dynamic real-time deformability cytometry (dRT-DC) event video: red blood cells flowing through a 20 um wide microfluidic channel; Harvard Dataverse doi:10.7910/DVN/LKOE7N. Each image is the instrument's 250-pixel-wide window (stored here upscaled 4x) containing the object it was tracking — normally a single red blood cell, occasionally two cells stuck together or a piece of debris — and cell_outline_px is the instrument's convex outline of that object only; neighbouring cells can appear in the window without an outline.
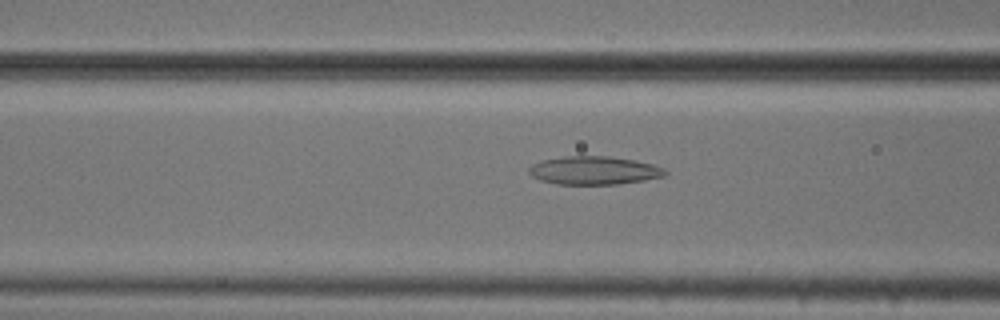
{"species": "common noctule bat (a hibernating species)", "species_latin": "Nyctalus noctula", "temperature_condition": "cold", "stored_images_in_passage": 35, "camera_frame_rate_fps": 3000, "um_per_image_px": 0.085, "animal": {"sex": "male", "body_mass_g": 20.5, "forearm_length_mm": 52.5}, "frame": {"image": 1, "passage_image": 7, "time_ms": 2.0, "image_size_px": [1000, 320], "cell_outline_px": [[668, 172], [664, 176], [644, 180], [620, 184], [556, 184], [540, 180], [532, 176], [528, 172], [528, 168], [532, 164], [544, 160], [564, 156], [608, 156], [636, 160], [652, 164], [664, 168]], "centroid_in_image_um": [50.5, 14.49], "position_along_channel_um": 116.1, "area_um2": 22.48}}
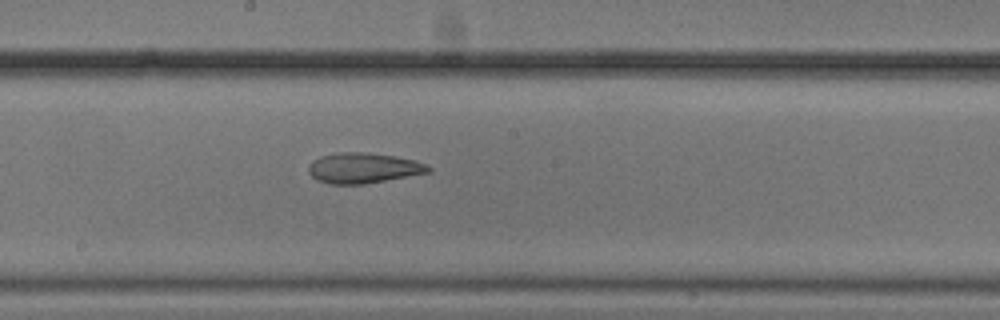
{"frame": {"image": 2, "passage_image": 15, "time_ms": 4.667, "image_size_px": [1000, 320], "cell_outline_px": [[432, 172], [364, 184], [328, 184], [316, 180], [308, 172], [308, 168], [312, 160], [320, 156], [340, 152], [364, 152], [392, 156], [412, 160], [424, 164], [432, 168]], "centroid_in_image_um": [30.84, 14.29], "position_along_channel_um": 217.4, "area_um2": 21.15}}
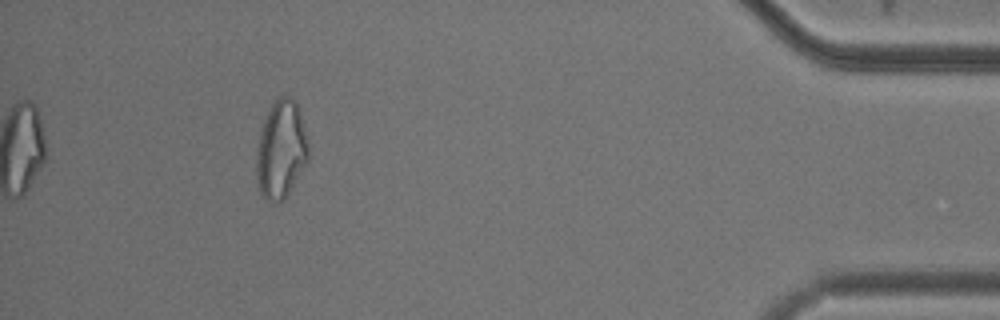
{"frame": {"image": 3, "passage_image": 35, "time_ms": 11.333, "image_size_px": [1000, 320], "cell_outline_px": [[308, 160], [284, 200], [276, 204], [272, 204], [260, 192], [256, 176], [256, 148], [260, 132], [264, 120], [272, 104], [280, 96], [292, 96], [296, 100], [300, 112], [308, 148]], "centroid_in_image_um": [23.87, 12.73], "position_along_channel_um": 411.3, "area_um2": 29.59}, "authors_computed_cell_mechanics": {"area_um2": 21.9062, "velocity_mm_per_s": 3.7751, "shape_relaxation_time_tau1_ms": null, "shape_relaxation_time_tau2_ms": 5.4325, "deformation_change_tau1": null, "deformation_change_tau2": 0.1411}}